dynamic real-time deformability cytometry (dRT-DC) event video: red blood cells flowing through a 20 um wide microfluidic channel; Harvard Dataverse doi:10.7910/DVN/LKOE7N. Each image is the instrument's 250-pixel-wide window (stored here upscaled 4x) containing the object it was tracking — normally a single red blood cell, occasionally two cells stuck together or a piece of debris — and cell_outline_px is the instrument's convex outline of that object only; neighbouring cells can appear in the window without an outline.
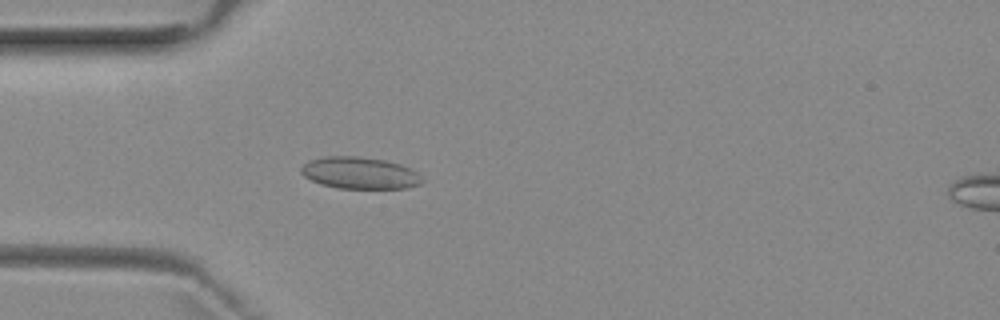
{"species": "common noctule bat (a hibernating species)", "species_latin": "Nyctalus noctula", "temperature_condition": "room temperature", "stored_images_in_passage": 4, "camera_frame_rate_fps": 3000, "um_per_image_px": 0.085, "animal": {"sex": "female", "body_mass_g": 29.2, "forearm_length_mm": 56.3}, "frame": {"image": 1, "passage_image": 4, "time_ms": 3.667, "image_size_px": [1000, 320], "cell_outline_px": [[424, 180], [420, 184], [408, 188], [336, 188], [320, 184], [304, 176], [300, 172], [300, 168], [308, 160], [324, 156], [356, 156], [384, 160], [400, 164], [416, 172]], "centroid_in_image_um": [30.54, 14.7], "position_along_channel_um": 54.5, "area_um2": 22.43}}